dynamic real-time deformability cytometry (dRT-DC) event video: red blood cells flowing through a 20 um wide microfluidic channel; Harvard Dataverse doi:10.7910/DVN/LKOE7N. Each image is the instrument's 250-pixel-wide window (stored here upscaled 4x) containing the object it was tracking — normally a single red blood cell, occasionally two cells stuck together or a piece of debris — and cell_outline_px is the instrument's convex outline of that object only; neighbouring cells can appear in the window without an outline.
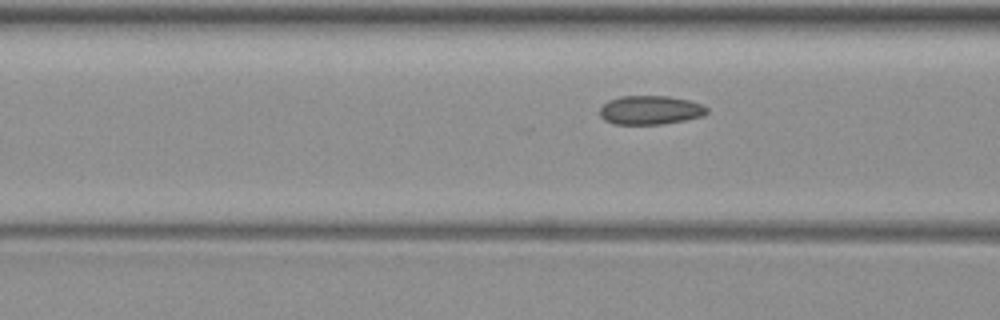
{"species": "common noctule bat (a hibernating species)", "species_latin": "Nyctalus noctula", "temperature_condition": "warm", "stored_images_in_passage": 4, "camera_frame_rate_fps": 3000, "um_per_image_px": 0.085, "animal": {"sex": "female", "body_mass_g": 19.3, "forearm_length_mm": 54.1}, "frame": {"image": 1, "passage_image": 4, "time_ms": 3.667, "image_size_px": [1000, 320], "cell_outline_px": [[708, 112], [704, 116], [664, 124], [612, 124], [604, 120], [600, 116], [600, 108], [608, 100], [620, 96], [668, 96], [688, 100], [700, 104], [708, 108]], "centroid_in_image_um": [55.26, 9.36], "position_along_channel_um": 111.3, "area_um2": 18.09}}